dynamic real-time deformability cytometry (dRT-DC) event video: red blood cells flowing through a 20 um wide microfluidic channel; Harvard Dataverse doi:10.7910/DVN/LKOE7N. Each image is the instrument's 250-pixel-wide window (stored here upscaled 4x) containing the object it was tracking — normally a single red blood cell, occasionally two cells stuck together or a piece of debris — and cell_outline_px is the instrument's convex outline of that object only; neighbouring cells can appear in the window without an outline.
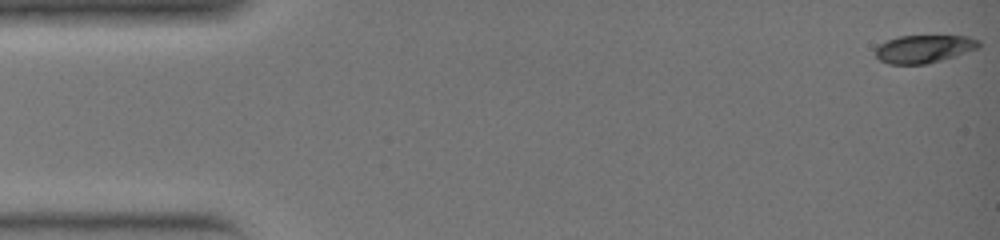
{"species": "common noctule bat (a hibernating species)", "species_latin": "Nyctalus noctula", "temperature_condition": "warm", "stored_images_in_passage": 36, "camera_frame_rate_fps": 3000, "um_per_image_px": 0.085, "animal": {"sex": "female", "body_mass_g": 19.0, "forearm_length_mm": 51.5}, "frame": {"image": 1, "passage_image": 1, "time_ms": 0.0, "image_size_px": [1000, 240], "cell_outline_px": [[980, 48], [956, 56], [924, 64], [888, 64], [880, 60], [876, 56], [876, 48], [880, 44], [888, 40], [900, 36], [968, 36], [980, 40]], "centroid_in_image_um": [78.57, 4.15], "position_along_channel_um": 6.4, "area_um2": 16.76}}
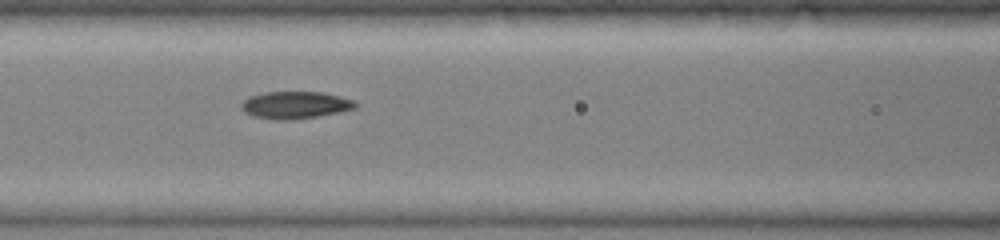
{"frame": {"image": 2, "passage_image": 16, "time_ms": 5.0, "image_size_px": [1000, 240], "cell_outline_px": [[360, 104], [356, 108], [340, 112], [320, 116], [284, 120], [280, 120], [252, 116], [244, 112], [240, 108], [240, 104], [248, 96], [264, 92], [324, 92], [356, 100]], "centroid_in_image_um": [25.12, 8.92], "position_along_channel_um": 141.5, "area_um2": 18.38}}
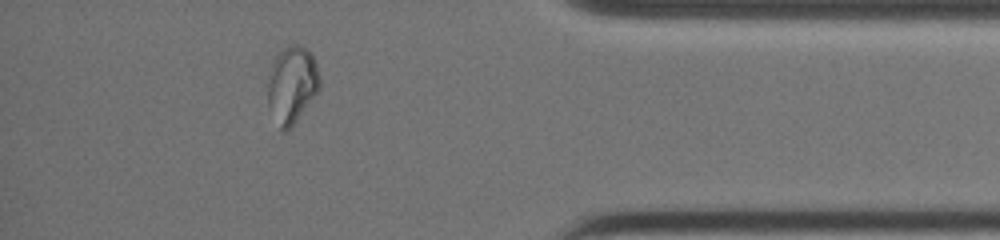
{"frame": {"image": 3, "passage_image": 32, "time_ms": 10.333, "image_size_px": [1000, 240], "cell_outline_px": [[320, 88], [296, 120], [284, 132], [280, 128], [268, 108], [268, 76], [272, 60], [276, 52], [288, 44], [300, 44], [312, 56], [316, 64], [320, 76]], "centroid_in_image_um": [24.78, 7.13], "position_along_channel_um": 410.4, "area_um2": 23.29}}